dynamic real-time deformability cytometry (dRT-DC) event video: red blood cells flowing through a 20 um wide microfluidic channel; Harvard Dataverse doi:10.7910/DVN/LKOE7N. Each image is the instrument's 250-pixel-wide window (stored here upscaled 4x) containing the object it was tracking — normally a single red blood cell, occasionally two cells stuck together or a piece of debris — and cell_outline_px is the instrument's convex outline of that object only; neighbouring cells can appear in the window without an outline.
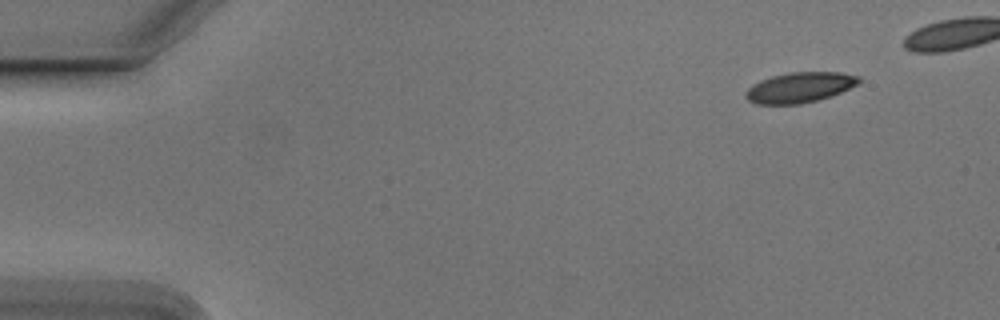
{"species": "Egyptian fruit bat (a non-hibernating species)", "species_latin": "Rousettus aegyptiacus", "temperature_condition": "cold", "stored_images_in_passage": 44, "camera_frame_rate_fps": 3000, "um_per_image_px": 0.085, "animal": {"sex": "male"}, "frame": {"image": 1, "passage_image": 1, "time_ms": 0.0, "image_size_px": [1000, 320], "cell_outline_px": [[860, 84], [840, 92], [816, 100], [800, 104], [756, 104], [748, 100], [744, 96], [748, 88], [752, 84], [760, 80], [772, 76], [788, 72], [840, 72], [860, 76]], "centroid_in_image_um": [67.97, 7.42], "position_along_channel_um": 17.0, "area_um2": 20.0}}
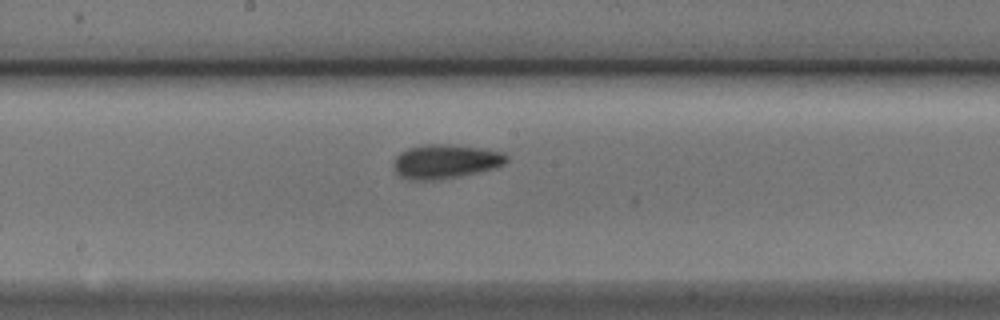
{"frame": {"image": 2, "passage_image": 25, "time_ms": 8.0, "image_size_px": [1000, 320], "cell_outline_px": [[508, 160], [504, 164], [492, 168], [476, 172], [456, 176], [432, 180], [408, 180], [400, 176], [392, 168], [392, 164], [396, 156], [400, 152], [408, 148], [424, 144], [448, 144], [480, 148], [500, 152], [508, 156]], "centroid_in_image_um": [37.79, 13.71], "position_along_channel_um": 210.4, "area_um2": 22.25}}
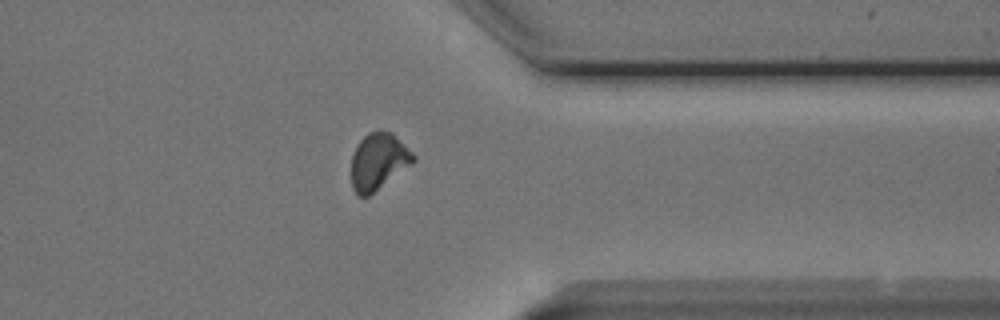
{"frame": {"image": 3, "passage_image": 39, "time_ms": 12.667, "image_size_px": [1000, 320], "cell_outline_px": [[416, 160], [412, 164], [368, 196], [356, 196], [352, 188], [352, 156], [360, 140], [368, 132], [392, 132], [416, 156]], "centroid_in_image_um": [32.17, 13.74], "position_along_channel_um": 379.2, "area_um2": 20.17}}